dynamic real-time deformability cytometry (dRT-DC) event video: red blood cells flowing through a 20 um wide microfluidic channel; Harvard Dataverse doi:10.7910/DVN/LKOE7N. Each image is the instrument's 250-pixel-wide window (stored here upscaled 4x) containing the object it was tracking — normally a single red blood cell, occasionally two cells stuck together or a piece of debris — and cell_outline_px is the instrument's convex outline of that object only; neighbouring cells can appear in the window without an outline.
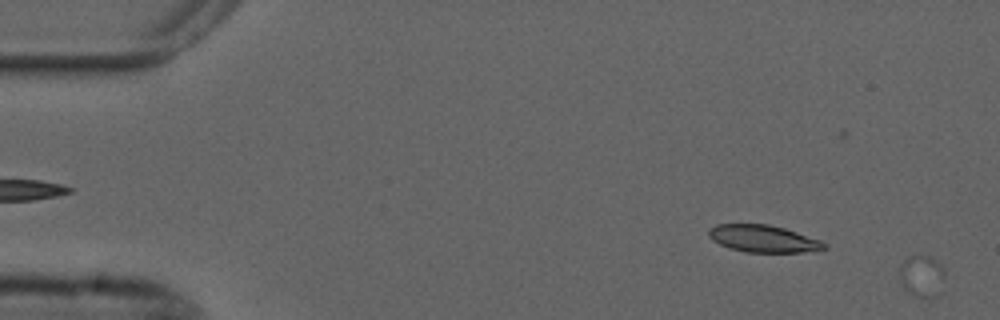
{"species": "common noctule bat (a hibernating species)", "species_latin": "Nyctalus noctula", "temperature_condition": "cold", "stored_images_in_passage": 12, "camera_frame_rate_fps": 3000, "um_per_image_px": 0.085, "animal": {"sex": "male", "forearm_length_mm": 52.5}, "frame": {"image": 1, "passage_image": 1, "time_ms": 0.0, "image_size_px": [1000, 320], "cell_outline_px": [[944, 292], [940, 296], [916, 296], [908, 292], [904, 288], [900, 280], [900, 264], [908, 256], [928, 256], [936, 260], [944, 268]], "centroid_in_image_um": [78.4, 23.48], "position_along_channel_um": 6.6, "area_um2": 11.21}}